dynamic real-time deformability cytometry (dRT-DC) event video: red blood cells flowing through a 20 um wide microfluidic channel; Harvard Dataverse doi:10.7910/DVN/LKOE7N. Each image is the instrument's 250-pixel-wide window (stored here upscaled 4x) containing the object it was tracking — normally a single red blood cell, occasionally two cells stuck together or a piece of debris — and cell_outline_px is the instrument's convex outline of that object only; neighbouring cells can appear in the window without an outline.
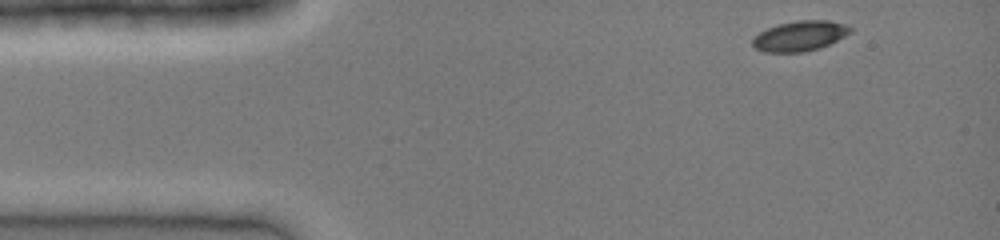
{"species": "common noctule bat (a hibernating species)", "species_latin": "Nyctalus noctula", "temperature_condition": "cold", "stored_images_in_passage": 35, "camera_frame_rate_fps": 3000, "um_per_image_px": 0.085, "animal": {"sex": "female", "body_mass_g": 19.0, "forearm_length_mm": 51.5}, "frame": {"image": 1, "passage_image": 1, "time_ms": 0.0, "image_size_px": [1000, 240], "cell_outline_px": [[852, 32], [820, 48], [804, 52], [764, 52], [756, 48], [752, 44], [752, 40], [760, 32], [776, 24], [796, 20], [828, 20], [844, 24], [852, 28]], "centroid_in_image_um": [67.99, 3.05], "position_along_channel_um": 17.0, "area_um2": 17.11}}
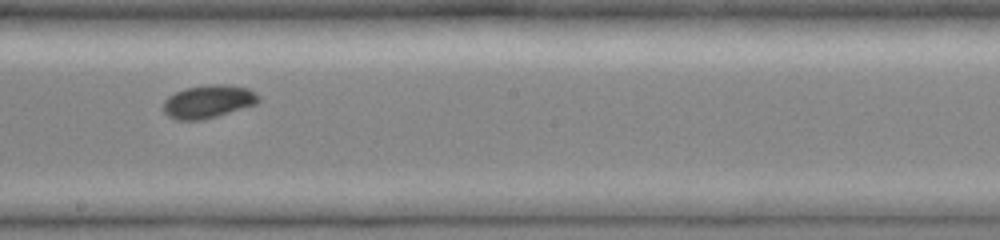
{"frame": {"image": 2, "passage_image": 20, "time_ms": 6.333, "image_size_px": [1000, 240], "cell_outline_px": [[260, 100], [256, 104], [216, 116], [200, 120], [176, 120], [168, 116], [164, 112], [164, 100], [168, 96], [176, 92], [188, 88], [212, 84], [224, 84], [248, 88]], "centroid_in_image_um": [17.66, 8.64], "position_along_channel_um": 230.5, "area_um2": 17.98}}
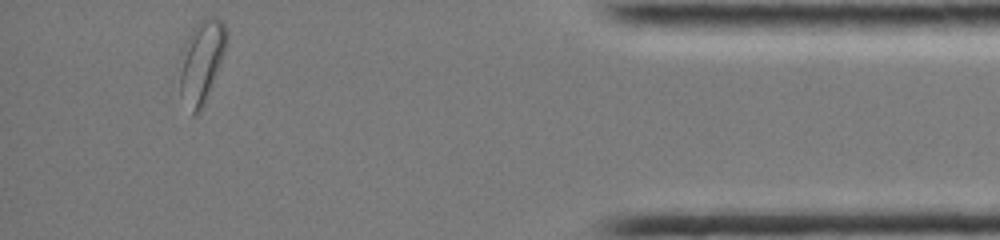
{"frame": {"image": 3, "passage_image": 35, "time_ms": 11.333, "image_size_px": [1000, 240], "cell_outline_px": [[228, 44], [208, 96], [200, 112], [192, 116], [180, 96], [176, 64], [180, 52], [192, 28], [204, 16], [216, 16], [224, 20], [228, 32]], "centroid_in_image_um": [17.1, 5.21], "position_along_channel_um": 418.1, "area_um2": 23.99}}